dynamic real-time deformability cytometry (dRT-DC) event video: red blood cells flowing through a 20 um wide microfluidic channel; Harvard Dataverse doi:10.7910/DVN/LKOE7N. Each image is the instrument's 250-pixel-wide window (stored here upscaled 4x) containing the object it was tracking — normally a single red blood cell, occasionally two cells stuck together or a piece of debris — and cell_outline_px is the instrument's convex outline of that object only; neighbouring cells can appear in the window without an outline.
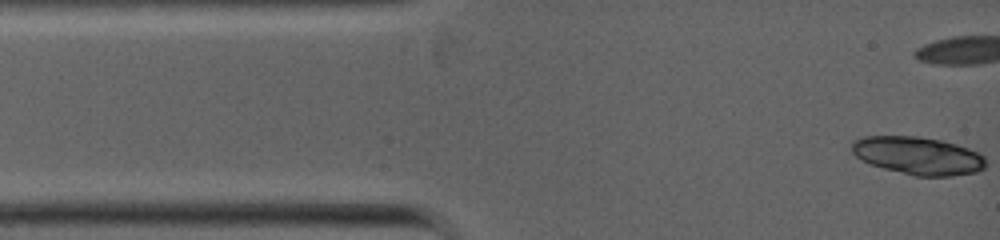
{"species": "common noctule bat (a hibernating species)", "species_latin": "Nyctalus noctula", "temperature_condition": "warm", "stored_images_in_passage": 9, "camera_frame_rate_fps": 5000, "um_per_image_px": 0.085, "animal": {"sex": "female", "body_mass_g": 19.0, "forearm_length_mm": 53.3}, "frame": {"image": 1, "passage_image": 1, "time_ms": 0.0, "image_size_px": [1000, 240], "cell_outline_px": [[984, 168], [976, 172], [952, 176], [912, 176], [884, 168], [872, 164], [856, 156], [852, 152], [852, 140], [864, 136], [920, 136], [944, 140], [968, 148], [984, 156]], "centroid_in_image_um": [78.03, 13.22], "position_along_channel_um": 7.0, "area_um2": 29.54}}
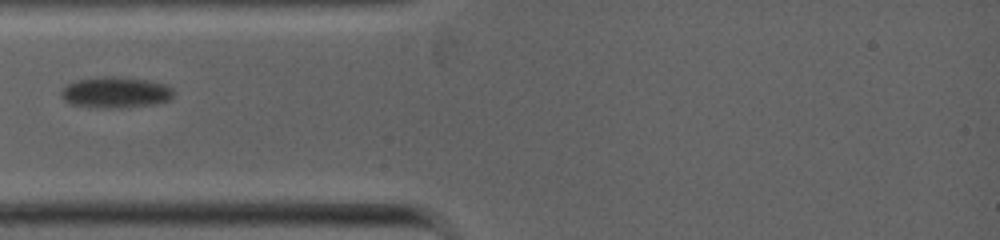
{"frame": {"image": 2, "passage_image": 7, "time_ms": 3.4, "image_size_px": [1000, 240], "cell_outline_px": [[172, 96], [168, 100], [156, 104], [120, 108], [100, 108], [72, 104], [64, 100], [60, 96], [60, 92], [64, 84], [76, 80], [104, 76], [112, 76], [144, 80], [164, 84], [172, 88]], "centroid_in_image_um": [9.76, 7.86], "position_along_channel_um": 75.2, "area_um2": 20.35}}
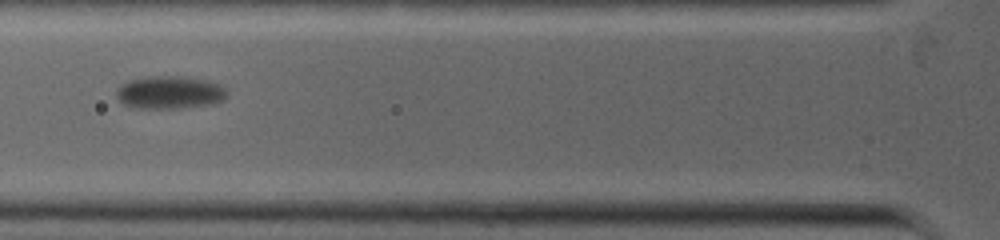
{"frame": {"image": 3, "passage_image": 8, "time_ms": 4.2, "image_size_px": [1000, 240], "cell_outline_px": [[228, 96], [224, 100], [216, 104], [180, 108], [136, 108], [124, 104], [116, 96], [116, 88], [120, 84], [128, 80], [148, 76], [184, 76], [208, 80], [220, 84], [228, 92]], "centroid_in_image_um": [14.45, 7.85], "position_along_channel_um": 111.3, "area_um2": 21.62}}